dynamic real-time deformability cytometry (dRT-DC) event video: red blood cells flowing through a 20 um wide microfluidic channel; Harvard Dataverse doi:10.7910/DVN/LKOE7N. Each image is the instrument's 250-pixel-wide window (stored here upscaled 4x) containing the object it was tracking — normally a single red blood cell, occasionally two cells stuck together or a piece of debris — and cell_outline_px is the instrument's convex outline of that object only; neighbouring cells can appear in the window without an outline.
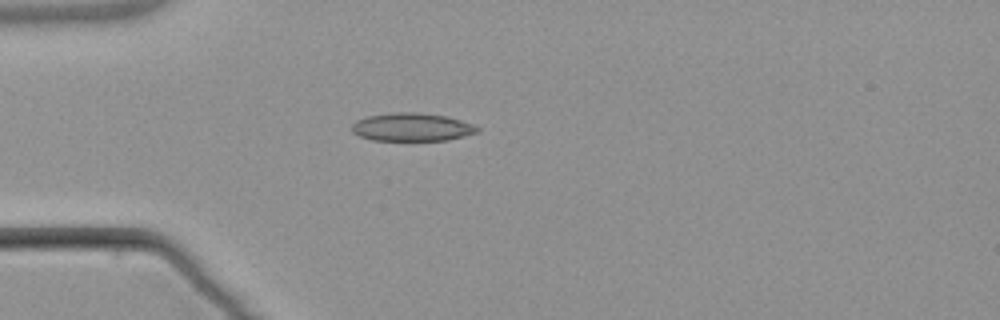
{"species": "common noctule bat (a hibernating species)", "species_latin": "Nyctalus noctula", "temperature_condition": "warm", "stored_images_in_passage": 2, "camera_frame_rate_fps": 3000, "um_per_image_px": 0.085, "animal": {"sex": "male", "body_mass_g": 21.5, "forearm_length_mm": 52.0}, "frame": {"image": 1, "passage_image": 1, "time_ms": 0.0, "image_size_px": [1000, 320], "cell_outline_px": [[480, 132], [448, 140], [372, 140], [360, 136], [352, 132], [352, 124], [356, 120], [368, 116], [392, 112], [416, 112], [444, 116], [460, 120], [472, 124], [480, 128]], "centroid_in_image_um": [35.01, 10.8], "position_along_channel_um": 50.0, "area_um2": 20.52}}